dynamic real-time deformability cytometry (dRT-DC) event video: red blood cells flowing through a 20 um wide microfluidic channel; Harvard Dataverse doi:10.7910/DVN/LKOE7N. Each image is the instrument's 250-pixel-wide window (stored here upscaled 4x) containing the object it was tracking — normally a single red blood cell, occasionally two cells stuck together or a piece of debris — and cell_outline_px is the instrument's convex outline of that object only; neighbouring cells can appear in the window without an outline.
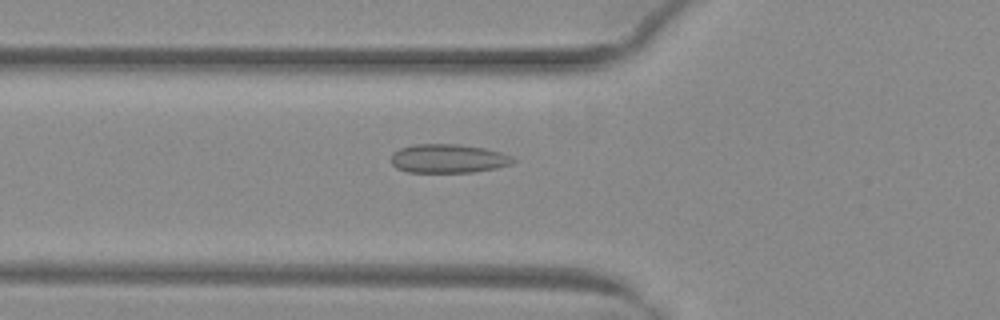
{"species": "common noctule bat (a hibernating species)", "species_latin": "Nyctalus noctula", "temperature_condition": "warm", "stored_images_in_passage": 37, "camera_frame_rate_fps": 3000, "um_per_image_px": 0.085, "animal": {"sex": "female", "body_mass_g": 29.2, "forearm_length_mm": 56.3}, "frame": {"image": 1, "passage_image": 5, "time_ms": 1.333, "image_size_px": [1000, 320], "cell_outline_px": [[516, 160], [512, 164], [496, 168], [472, 172], [408, 172], [396, 168], [392, 164], [392, 152], [400, 148], [412, 144], [460, 144], [484, 148], [500, 152], [512, 156]], "centroid_in_image_um": [38.09, 13.47], "position_along_channel_um": 87.7, "area_um2": 20.58}}
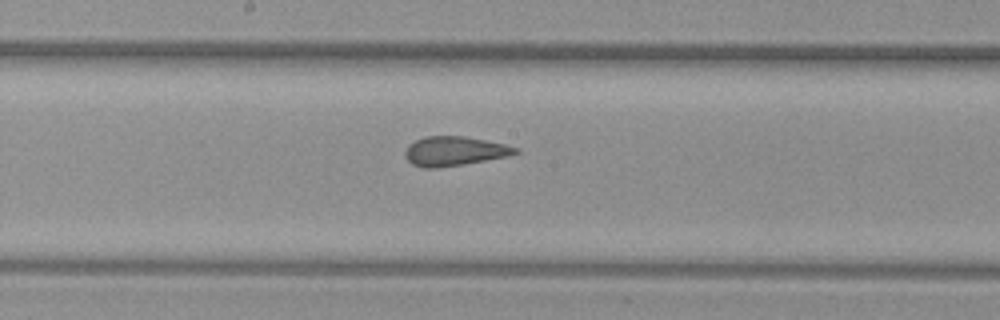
{"frame": {"image": 2, "passage_image": 14, "time_ms": 4.333, "image_size_px": [1000, 320], "cell_outline_px": [[520, 152], [508, 156], [436, 168], [424, 168], [412, 164], [404, 156], [404, 152], [408, 144], [424, 136], [464, 136], [504, 144], [520, 148]], "centroid_in_image_um": [38.6, 12.84], "position_along_channel_um": 209.6, "area_um2": 18.73}}
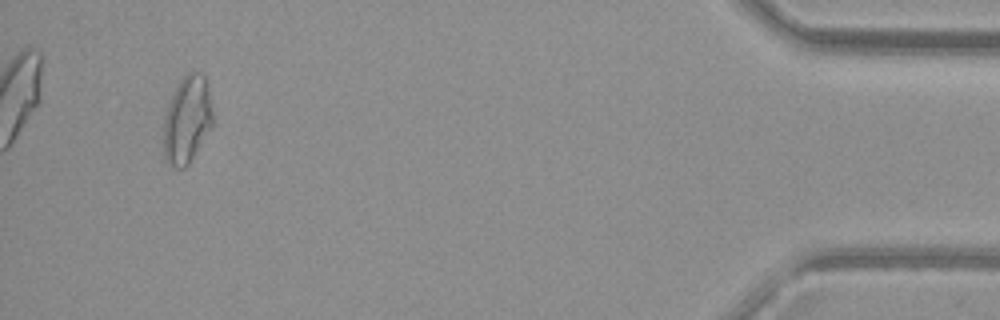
{"frame": {"image": 3, "passage_image": 35, "time_ms": 11.333, "image_size_px": [1000, 320], "cell_outline_px": [[212, 124], [188, 164], [184, 168], [172, 168], [164, 160], [164, 116], [172, 92], [180, 80], [188, 72], [200, 72], [204, 76], [208, 88], [212, 112]], "centroid_in_image_um": [15.86, 10.17], "position_along_channel_um": 419.3, "area_um2": 24.8}, "authors_computed_cell_mechanics": {"area_um2": 19.8832, "velocity_mm_per_s": 4.0377, "shape_relaxation_time_tau1_ms": null, "shape_relaxation_time_tau2_ms": 1.2335, "deformation_change_tau1": null, "deformation_change_tau2": 0.0619}}